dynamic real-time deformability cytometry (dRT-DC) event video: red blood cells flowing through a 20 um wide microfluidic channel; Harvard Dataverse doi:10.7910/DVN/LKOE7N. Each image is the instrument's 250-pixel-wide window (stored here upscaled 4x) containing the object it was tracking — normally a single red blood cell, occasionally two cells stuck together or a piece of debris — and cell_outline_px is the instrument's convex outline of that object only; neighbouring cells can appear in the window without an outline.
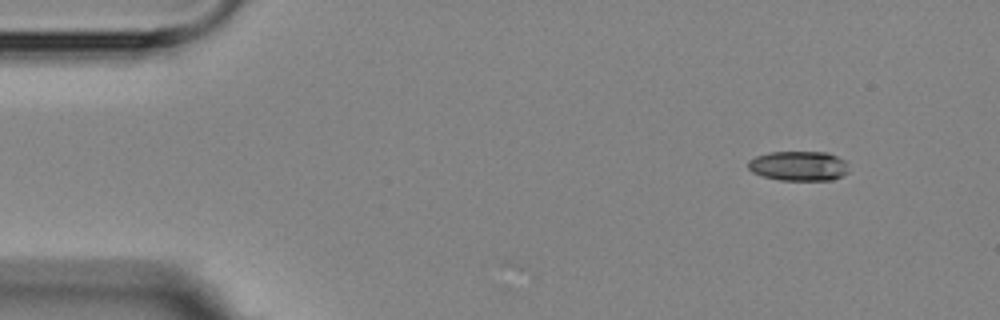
{"species": "Egyptian fruit bat (a non-hibernating species)", "species_latin": "Rousettus aegyptiacus", "temperature_condition": "room temperature", "stored_images_in_passage": 4, "segment_of_instrument_passage": [2, 2], "camera_frame_rate_fps": 3000, "um_per_image_px": 0.085, "animal": {"sex": "female"}, "frame": {"image": 1, "passage_image": 4, "time_ms": 4.333, "image_size_px": [1000, 320], "cell_outline_px": [[848, 172], [832, 180], [780, 180], [764, 176], [752, 172], [748, 168], [748, 160], [756, 156], [768, 152], [828, 152], [844, 160]], "centroid_in_image_um": [67.86, 14.1], "position_along_channel_um": 17.1, "area_um2": 17.34}}